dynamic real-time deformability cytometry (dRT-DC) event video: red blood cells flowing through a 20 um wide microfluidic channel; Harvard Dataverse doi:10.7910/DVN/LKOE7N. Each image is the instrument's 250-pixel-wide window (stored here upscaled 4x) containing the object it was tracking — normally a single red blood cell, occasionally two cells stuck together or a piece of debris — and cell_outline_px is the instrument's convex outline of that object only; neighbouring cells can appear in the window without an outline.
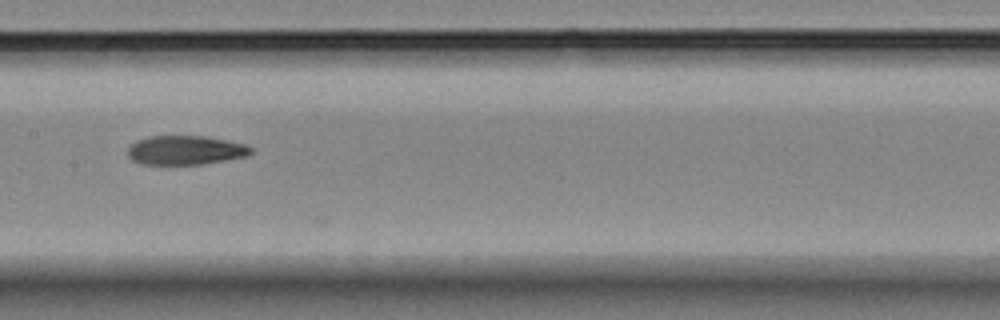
{"species": "Egyptian fruit bat (a non-hibernating species)", "species_latin": "Rousettus aegyptiacus", "temperature_condition": "room temperature", "stored_images_in_passage": 6, "camera_frame_rate_fps": 3000, "um_per_image_px": 0.085, "animal": {"sex": "female"}, "frame": {"image": 1, "passage_image": 4, "time_ms": 3.333, "image_size_px": [1000, 320], "cell_outline_px": [[252, 152], [248, 156], [228, 160], [200, 164], [140, 164], [132, 160], [128, 156], [128, 148], [136, 140], [148, 136], [204, 136], [228, 140], [244, 144], [252, 148]], "centroid_in_image_um": [15.76, 12.76], "position_along_channel_um": 191.6, "area_um2": 20.98}}
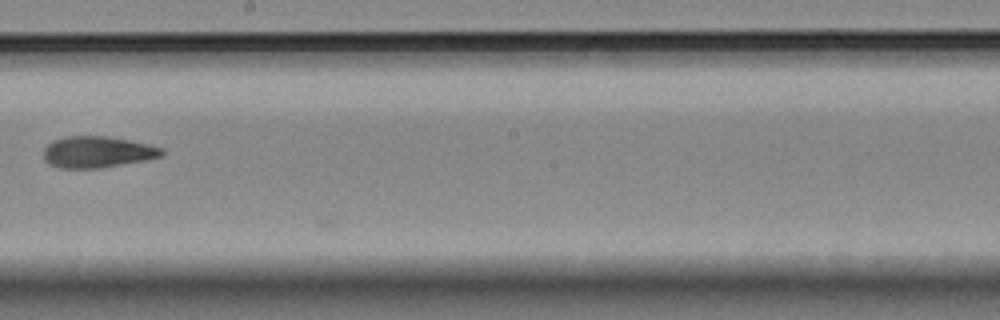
{"frame": {"image": 2, "passage_image": 5, "time_ms": 4.667, "image_size_px": [1000, 320], "cell_outline_px": [[164, 152], [160, 156], [148, 160], [100, 168], [60, 168], [48, 164], [44, 160], [44, 148], [52, 140], [64, 136], [108, 136], [148, 144], [164, 148]], "centroid_in_image_um": [8.26, 12.92], "position_along_channel_um": 239.9, "area_um2": 21.79}}
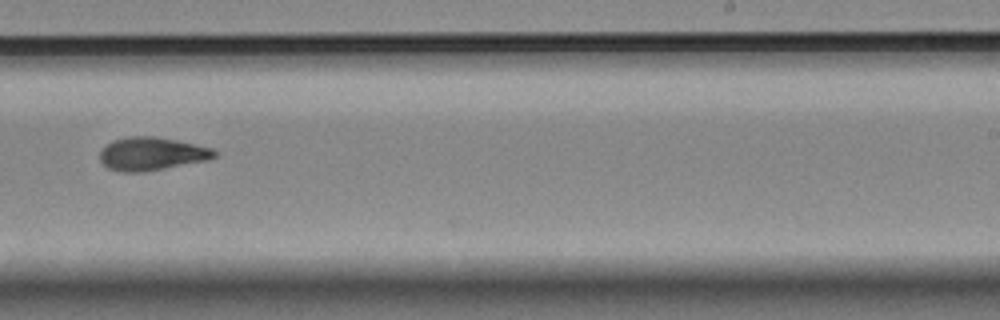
{"frame": {"image": 3, "passage_image": 6, "time_ms": 5.667, "image_size_px": [1000, 320], "cell_outline_px": [[216, 156], [208, 160], [144, 172], [120, 172], [108, 168], [100, 160], [100, 152], [112, 140], [128, 136], [156, 136], [196, 144], [212, 148], [216, 152]], "centroid_in_image_um": [12.89, 13.07], "position_along_channel_um": 276.1, "area_um2": 22.14}}